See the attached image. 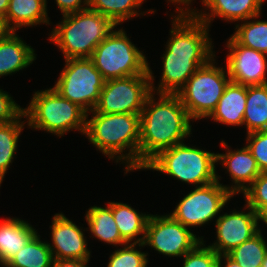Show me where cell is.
<instances>
[{
	"label": "cell",
	"mask_w": 267,
	"mask_h": 267,
	"mask_svg": "<svg viewBox=\"0 0 267 267\" xmlns=\"http://www.w3.org/2000/svg\"><path fill=\"white\" fill-rule=\"evenodd\" d=\"M171 21L165 51L161 53L162 70L155 86L154 72L148 62L151 91L176 94L199 67L217 55L211 29L197 20L187 9L175 10L168 16Z\"/></svg>",
	"instance_id": "1"
},
{
	"label": "cell",
	"mask_w": 267,
	"mask_h": 267,
	"mask_svg": "<svg viewBox=\"0 0 267 267\" xmlns=\"http://www.w3.org/2000/svg\"><path fill=\"white\" fill-rule=\"evenodd\" d=\"M193 122L177 94L151 92L140 114L139 171L161 151L193 137Z\"/></svg>",
	"instance_id": "2"
},
{
	"label": "cell",
	"mask_w": 267,
	"mask_h": 267,
	"mask_svg": "<svg viewBox=\"0 0 267 267\" xmlns=\"http://www.w3.org/2000/svg\"><path fill=\"white\" fill-rule=\"evenodd\" d=\"M84 137L110 161L123 164L126 176L139 170V114L87 113Z\"/></svg>",
	"instance_id": "3"
},
{
	"label": "cell",
	"mask_w": 267,
	"mask_h": 267,
	"mask_svg": "<svg viewBox=\"0 0 267 267\" xmlns=\"http://www.w3.org/2000/svg\"><path fill=\"white\" fill-rule=\"evenodd\" d=\"M48 33L65 59L90 58L96 46L117 26L111 19L89 8L62 15Z\"/></svg>",
	"instance_id": "4"
},
{
	"label": "cell",
	"mask_w": 267,
	"mask_h": 267,
	"mask_svg": "<svg viewBox=\"0 0 267 267\" xmlns=\"http://www.w3.org/2000/svg\"><path fill=\"white\" fill-rule=\"evenodd\" d=\"M23 114L27 129L44 131L61 138L68 132L78 131L84 136L87 113L77 104L62 97L52 86L33 91Z\"/></svg>",
	"instance_id": "5"
},
{
	"label": "cell",
	"mask_w": 267,
	"mask_h": 267,
	"mask_svg": "<svg viewBox=\"0 0 267 267\" xmlns=\"http://www.w3.org/2000/svg\"><path fill=\"white\" fill-rule=\"evenodd\" d=\"M190 143L161 151L143 170L157 171L193 187L217 181V153Z\"/></svg>",
	"instance_id": "6"
},
{
	"label": "cell",
	"mask_w": 267,
	"mask_h": 267,
	"mask_svg": "<svg viewBox=\"0 0 267 267\" xmlns=\"http://www.w3.org/2000/svg\"><path fill=\"white\" fill-rule=\"evenodd\" d=\"M120 27L116 26L96 46L90 57L105 81L149 74L146 54L132 42L129 38L130 35H127V31H125L126 29Z\"/></svg>",
	"instance_id": "7"
},
{
	"label": "cell",
	"mask_w": 267,
	"mask_h": 267,
	"mask_svg": "<svg viewBox=\"0 0 267 267\" xmlns=\"http://www.w3.org/2000/svg\"><path fill=\"white\" fill-rule=\"evenodd\" d=\"M217 57L199 67L176 93L194 122L204 121L211 115L231 81L226 66L222 62L218 65Z\"/></svg>",
	"instance_id": "8"
},
{
	"label": "cell",
	"mask_w": 267,
	"mask_h": 267,
	"mask_svg": "<svg viewBox=\"0 0 267 267\" xmlns=\"http://www.w3.org/2000/svg\"><path fill=\"white\" fill-rule=\"evenodd\" d=\"M221 175L217 171V181L194 187L181 197L173 211L168 214L187 228L204 227L214 224L222 210L233 200L234 196L221 184ZM210 223V224H208Z\"/></svg>",
	"instance_id": "9"
},
{
	"label": "cell",
	"mask_w": 267,
	"mask_h": 267,
	"mask_svg": "<svg viewBox=\"0 0 267 267\" xmlns=\"http://www.w3.org/2000/svg\"><path fill=\"white\" fill-rule=\"evenodd\" d=\"M52 87L86 113L94 110L105 80L90 58L65 59Z\"/></svg>",
	"instance_id": "10"
},
{
	"label": "cell",
	"mask_w": 267,
	"mask_h": 267,
	"mask_svg": "<svg viewBox=\"0 0 267 267\" xmlns=\"http://www.w3.org/2000/svg\"><path fill=\"white\" fill-rule=\"evenodd\" d=\"M204 238V235H196L193 230L176 221L168 213L151 214L143 244L168 259L182 258Z\"/></svg>",
	"instance_id": "11"
},
{
	"label": "cell",
	"mask_w": 267,
	"mask_h": 267,
	"mask_svg": "<svg viewBox=\"0 0 267 267\" xmlns=\"http://www.w3.org/2000/svg\"><path fill=\"white\" fill-rule=\"evenodd\" d=\"M151 92L149 74L106 80L97 105L89 113L140 115Z\"/></svg>",
	"instance_id": "12"
},
{
	"label": "cell",
	"mask_w": 267,
	"mask_h": 267,
	"mask_svg": "<svg viewBox=\"0 0 267 267\" xmlns=\"http://www.w3.org/2000/svg\"><path fill=\"white\" fill-rule=\"evenodd\" d=\"M243 208L229 209L223 212L215 220L214 241L208 246L218 255L227 254L233 248L251 239L258 233V215L246 203Z\"/></svg>",
	"instance_id": "13"
},
{
	"label": "cell",
	"mask_w": 267,
	"mask_h": 267,
	"mask_svg": "<svg viewBox=\"0 0 267 267\" xmlns=\"http://www.w3.org/2000/svg\"><path fill=\"white\" fill-rule=\"evenodd\" d=\"M53 215L49 225L50 241L46 240L53 259L90 261L92 250L88 248L87 227L77 225L63 212Z\"/></svg>",
	"instance_id": "14"
},
{
	"label": "cell",
	"mask_w": 267,
	"mask_h": 267,
	"mask_svg": "<svg viewBox=\"0 0 267 267\" xmlns=\"http://www.w3.org/2000/svg\"><path fill=\"white\" fill-rule=\"evenodd\" d=\"M225 43L224 64L232 82L244 86L267 84V54L238 44L231 36Z\"/></svg>",
	"instance_id": "15"
},
{
	"label": "cell",
	"mask_w": 267,
	"mask_h": 267,
	"mask_svg": "<svg viewBox=\"0 0 267 267\" xmlns=\"http://www.w3.org/2000/svg\"><path fill=\"white\" fill-rule=\"evenodd\" d=\"M225 153H217L216 165H222L225 174H229L231 184L221 183L231 194L236 197L242 194L260 175L261 171L249 148L243 144V147L233 149L225 140H220ZM232 148V149H231Z\"/></svg>",
	"instance_id": "16"
},
{
	"label": "cell",
	"mask_w": 267,
	"mask_h": 267,
	"mask_svg": "<svg viewBox=\"0 0 267 267\" xmlns=\"http://www.w3.org/2000/svg\"><path fill=\"white\" fill-rule=\"evenodd\" d=\"M266 0H200V9L190 6L187 10L209 28L219 18L228 24H237L262 14Z\"/></svg>",
	"instance_id": "17"
},
{
	"label": "cell",
	"mask_w": 267,
	"mask_h": 267,
	"mask_svg": "<svg viewBox=\"0 0 267 267\" xmlns=\"http://www.w3.org/2000/svg\"><path fill=\"white\" fill-rule=\"evenodd\" d=\"M35 52L17 32L3 31L0 34V78L13 76L31 66L37 59Z\"/></svg>",
	"instance_id": "18"
},
{
	"label": "cell",
	"mask_w": 267,
	"mask_h": 267,
	"mask_svg": "<svg viewBox=\"0 0 267 267\" xmlns=\"http://www.w3.org/2000/svg\"><path fill=\"white\" fill-rule=\"evenodd\" d=\"M4 31L21 30L28 27L53 26L48 15L46 0H10L4 19L1 21Z\"/></svg>",
	"instance_id": "19"
},
{
	"label": "cell",
	"mask_w": 267,
	"mask_h": 267,
	"mask_svg": "<svg viewBox=\"0 0 267 267\" xmlns=\"http://www.w3.org/2000/svg\"><path fill=\"white\" fill-rule=\"evenodd\" d=\"M246 98L247 86L230 81L216 109L206 120L234 128L243 126Z\"/></svg>",
	"instance_id": "20"
},
{
	"label": "cell",
	"mask_w": 267,
	"mask_h": 267,
	"mask_svg": "<svg viewBox=\"0 0 267 267\" xmlns=\"http://www.w3.org/2000/svg\"><path fill=\"white\" fill-rule=\"evenodd\" d=\"M0 220V266L3 267L38 232L31 222L21 217ZM21 218V219H20Z\"/></svg>",
	"instance_id": "21"
},
{
	"label": "cell",
	"mask_w": 267,
	"mask_h": 267,
	"mask_svg": "<svg viewBox=\"0 0 267 267\" xmlns=\"http://www.w3.org/2000/svg\"><path fill=\"white\" fill-rule=\"evenodd\" d=\"M111 209L122 239L126 243H143L146 226L151 215L138 211L131 204L123 202H105Z\"/></svg>",
	"instance_id": "22"
},
{
	"label": "cell",
	"mask_w": 267,
	"mask_h": 267,
	"mask_svg": "<svg viewBox=\"0 0 267 267\" xmlns=\"http://www.w3.org/2000/svg\"><path fill=\"white\" fill-rule=\"evenodd\" d=\"M87 223V233L90 238L104 242L112 247H119L127 244L121 237L117 228L112 209L106 204L102 206H90L84 214Z\"/></svg>",
	"instance_id": "23"
},
{
	"label": "cell",
	"mask_w": 267,
	"mask_h": 267,
	"mask_svg": "<svg viewBox=\"0 0 267 267\" xmlns=\"http://www.w3.org/2000/svg\"><path fill=\"white\" fill-rule=\"evenodd\" d=\"M146 0H89V9L111 19L117 26L136 17L155 14L157 9L143 11ZM146 14V15H145Z\"/></svg>",
	"instance_id": "24"
},
{
	"label": "cell",
	"mask_w": 267,
	"mask_h": 267,
	"mask_svg": "<svg viewBox=\"0 0 267 267\" xmlns=\"http://www.w3.org/2000/svg\"><path fill=\"white\" fill-rule=\"evenodd\" d=\"M25 127L27 122L23 113L15 121L0 124V184L5 180V175L16 159L18 142Z\"/></svg>",
	"instance_id": "25"
},
{
	"label": "cell",
	"mask_w": 267,
	"mask_h": 267,
	"mask_svg": "<svg viewBox=\"0 0 267 267\" xmlns=\"http://www.w3.org/2000/svg\"><path fill=\"white\" fill-rule=\"evenodd\" d=\"M242 128L246 134L267 130V84L247 86Z\"/></svg>",
	"instance_id": "26"
},
{
	"label": "cell",
	"mask_w": 267,
	"mask_h": 267,
	"mask_svg": "<svg viewBox=\"0 0 267 267\" xmlns=\"http://www.w3.org/2000/svg\"><path fill=\"white\" fill-rule=\"evenodd\" d=\"M41 238L37 232L3 267H51V249Z\"/></svg>",
	"instance_id": "27"
},
{
	"label": "cell",
	"mask_w": 267,
	"mask_h": 267,
	"mask_svg": "<svg viewBox=\"0 0 267 267\" xmlns=\"http://www.w3.org/2000/svg\"><path fill=\"white\" fill-rule=\"evenodd\" d=\"M261 17L260 14L234 24L235 32L230 36L238 44L267 54V20H260Z\"/></svg>",
	"instance_id": "28"
},
{
	"label": "cell",
	"mask_w": 267,
	"mask_h": 267,
	"mask_svg": "<svg viewBox=\"0 0 267 267\" xmlns=\"http://www.w3.org/2000/svg\"><path fill=\"white\" fill-rule=\"evenodd\" d=\"M257 233L251 239L233 248L227 255L241 267H262L267 255V238Z\"/></svg>",
	"instance_id": "29"
},
{
	"label": "cell",
	"mask_w": 267,
	"mask_h": 267,
	"mask_svg": "<svg viewBox=\"0 0 267 267\" xmlns=\"http://www.w3.org/2000/svg\"><path fill=\"white\" fill-rule=\"evenodd\" d=\"M120 248V249H119ZM146 248L143 243H127L109 255L107 267H149V252L141 251Z\"/></svg>",
	"instance_id": "30"
},
{
	"label": "cell",
	"mask_w": 267,
	"mask_h": 267,
	"mask_svg": "<svg viewBox=\"0 0 267 267\" xmlns=\"http://www.w3.org/2000/svg\"><path fill=\"white\" fill-rule=\"evenodd\" d=\"M206 241L204 239L182 257V267H218L219 255L206 244Z\"/></svg>",
	"instance_id": "31"
},
{
	"label": "cell",
	"mask_w": 267,
	"mask_h": 267,
	"mask_svg": "<svg viewBox=\"0 0 267 267\" xmlns=\"http://www.w3.org/2000/svg\"><path fill=\"white\" fill-rule=\"evenodd\" d=\"M245 203L256 213L267 207V172H261L241 194Z\"/></svg>",
	"instance_id": "32"
},
{
	"label": "cell",
	"mask_w": 267,
	"mask_h": 267,
	"mask_svg": "<svg viewBox=\"0 0 267 267\" xmlns=\"http://www.w3.org/2000/svg\"><path fill=\"white\" fill-rule=\"evenodd\" d=\"M245 145L251 151L261 172H267V130L246 134Z\"/></svg>",
	"instance_id": "33"
},
{
	"label": "cell",
	"mask_w": 267,
	"mask_h": 267,
	"mask_svg": "<svg viewBox=\"0 0 267 267\" xmlns=\"http://www.w3.org/2000/svg\"><path fill=\"white\" fill-rule=\"evenodd\" d=\"M13 98L10 92L0 88V124L15 121L23 113V107Z\"/></svg>",
	"instance_id": "34"
},
{
	"label": "cell",
	"mask_w": 267,
	"mask_h": 267,
	"mask_svg": "<svg viewBox=\"0 0 267 267\" xmlns=\"http://www.w3.org/2000/svg\"><path fill=\"white\" fill-rule=\"evenodd\" d=\"M54 2L61 15L83 11L89 7V0H54ZM46 4H48V0H46Z\"/></svg>",
	"instance_id": "35"
},
{
	"label": "cell",
	"mask_w": 267,
	"mask_h": 267,
	"mask_svg": "<svg viewBox=\"0 0 267 267\" xmlns=\"http://www.w3.org/2000/svg\"><path fill=\"white\" fill-rule=\"evenodd\" d=\"M90 261H82V260H60V259H53L51 267H90Z\"/></svg>",
	"instance_id": "36"
},
{
	"label": "cell",
	"mask_w": 267,
	"mask_h": 267,
	"mask_svg": "<svg viewBox=\"0 0 267 267\" xmlns=\"http://www.w3.org/2000/svg\"><path fill=\"white\" fill-rule=\"evenodd\" d=\"M165 1H167V4L174 5L175 9L173 10L188 9L190 6H193V3L195 4L196 2V0H165Z\"/></svg>",
	"instance_id": "37"
},
{
	"label": "cell",
	"mask_w": 267,
	"mask_h": 267,
	"mask_svg": "<svg viewBox=\"0 0 267 267\" xmlns=\"http://www.w3.org/2000/svg\"><path fill=\"white\" fill-rule=\"evenodd\" d=\"M218 267H241L237 262L232 260L227 254L218 256Z\"/></svg>",
	"instance_id": "38"
},
{
	"label": "cell",
	"mask_w": 267,
	"mask_h": 267,
	"mask_svg": "<svg viewBox=\"0 0 267 267\" xmlns=\"http://www.w3.org/2000/svg\"><path fill=\"white\" fill-rule=\"evenodd\" d=\"M258 232L263 233L265 227L267 228V207L261 209L258 213ZM261 222V223H260ZM262 224V225H260ZM265 225V226H264ZM262 226V227H261ZM264 227V228H263Z\"/></svg>",
	"instance_id": "39"
},
{
	"label": "cell",
	"mask_w": 267,
	"mask_h": 267,
	"mask_svg": "<svg viewBox=\"0 0 267 267\" xmlns=\"http://www.w3.org/2000/svg\"><path fill=\"white\" fill-rule=\"evenodd\" d=\"M10 0H0V21H2L7 13Z\"/></svg>",
	"instance_id": "40"
},
{
	"label": "cell",
	"mask_w": 267,
	"mask_h": 267,
	"mask_svg": "<svg viewBox=\"0 0 267 267\" xmlns=\"http://www.w3.org/2000/svg\"><path fill=\"white\" fill-rule=\"evenodd\" d=\"M262 267H267V255L265 256V259L262 263Z\"/></svg>",
	"instance_id": "41"
},
{
	"label": "cell",
	"mask_w": 267,
	"mask_h": 267,
	"mask_svg": "<svg viewBox=\"0 0 267 267\" xmlns=\"http://www.w3.org/2000/svg\"><path fill=\"white\" fill-rule=\"evenodd\" d=\"M3 27H2V24H1V21H0V34L3 32Z\"/></svg>",
	"instance_id": "42"
}]
</instances>
